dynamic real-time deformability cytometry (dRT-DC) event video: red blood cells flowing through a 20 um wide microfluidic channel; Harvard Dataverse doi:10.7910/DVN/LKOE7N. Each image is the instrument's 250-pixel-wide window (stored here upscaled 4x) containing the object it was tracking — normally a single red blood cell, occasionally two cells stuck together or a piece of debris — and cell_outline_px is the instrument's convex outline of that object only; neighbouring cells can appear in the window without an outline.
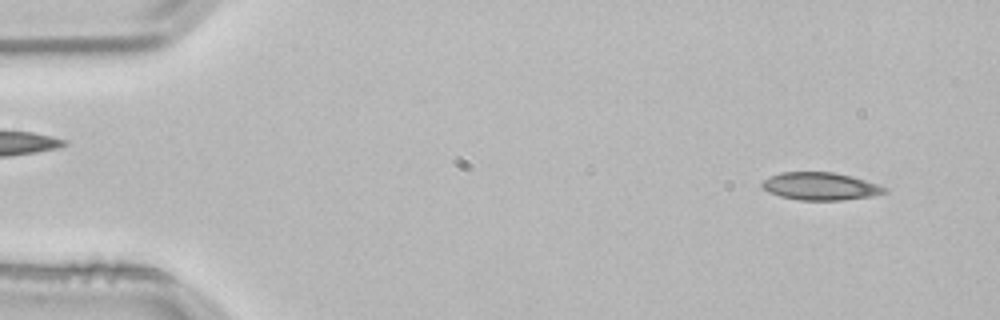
{"species": "common noctule bat (a hibernating species)", "species_latin": "Nyctalus noctula", "temperature_condition": "room temperature", "stored_images_in_passage": 33, "camera_frame_rate_fps": 3000, "um_per_image_px": 0.085, "animal": {"sex": "male", "body_mass_g": 21.5, "forearm_length_mm": 52.0}, "frame": {"image": 1, "passage_image": 3, "time_ms": 0.667, "image_size_px": [1000, 320], "cell_outline_px": [[888, 192], [872, 196], [840, 200], [800, 200], [780, 196], [768, 192], [760, 184], [764, 180], [780, 172], [832, 172], [864, 180], [888, 188]], "centroid_in_image_um": [69.72, 15.84], "position_along_channel_um": 15.3, "area_um2": 19.48}}
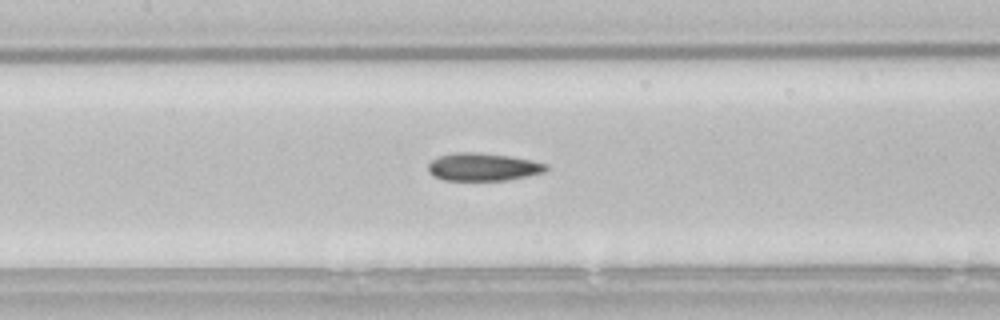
{"frame": {"image": 2, "passage_image": 23, "time_ms": 7.333, "image_size_px": [1000, 320], "cell_outline_px": [[548, 168], [544, 172], [504, 180], [444, 180], [432, 176], [428, 172], [428, 164], [432, 160], [440, 156], [456, 152], [480, 152], [508, 156], [532, 160], [548, 164]], "centroid_in_image_um": [41.02, 14.18], "position_along_channel_um": 166.4, "area_um2": 19.02}}
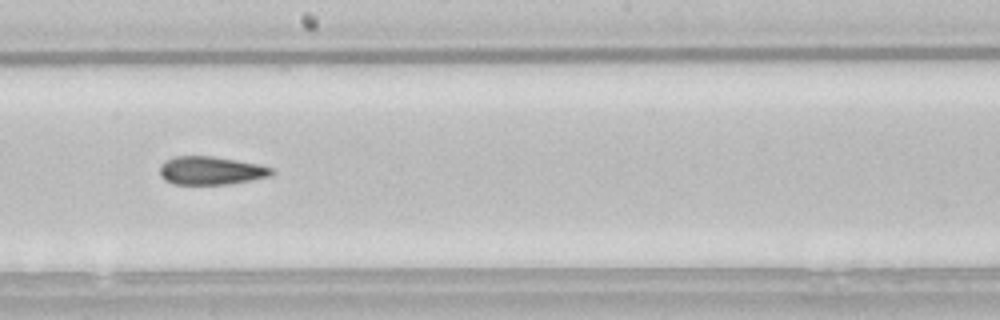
{"frame": {"image": 3, "passage_image": 28, "time_ms": 9.0, "image_size_px": [1000, 320], "cell_outline_px": [[276, 172], [272, 176], [228, 184], [176, 184], [164, 180], [160, 176], [160, 164], [164, 160], [176, 156], [212, 156], [236, 160], [256, 164], [272, 168]], "centroid_in_image_um": [17.91, 14.5], "position_along_channel_um": 230.3, "area_um2": 18.44}}